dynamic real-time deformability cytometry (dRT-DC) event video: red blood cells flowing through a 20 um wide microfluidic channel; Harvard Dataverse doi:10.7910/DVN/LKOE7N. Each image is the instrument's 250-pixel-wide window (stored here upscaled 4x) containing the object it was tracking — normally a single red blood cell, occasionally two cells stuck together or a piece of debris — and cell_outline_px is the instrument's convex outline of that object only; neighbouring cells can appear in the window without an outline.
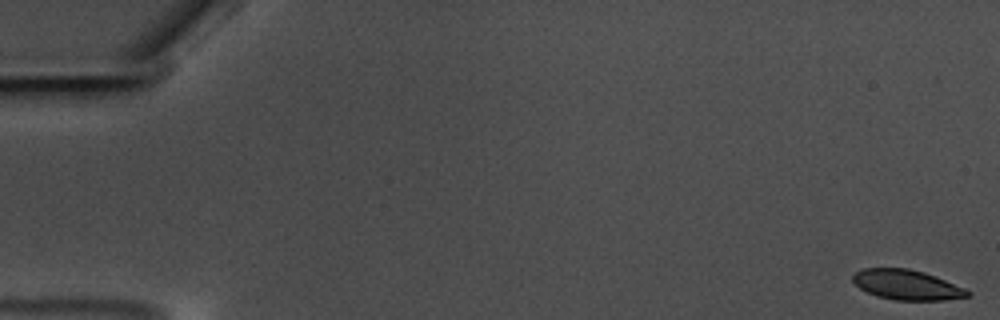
{"species": "common noctule bat (a hibernating species)", "species_latin": "Nyctalus noctula", "temperature_condition": "warm", "stored_images_in_passage": 57, "camera_frame_rate_fps": 3000, "um_per_image_px": 0.085, "animal": {"sex": "male", "body_mass_g": 17.5, "forearm_length_mm": 52.3}, "frame": {"image": 1, "passage_image": 1, "time_ms": 0.0, "image_size_px": [1000, 320], "cell_outline_px": [[972, 292], [968, 296], [944, 300], [896, 300], [876, 296], [860, 288], [852, 280], [852, 272], [860, 268], [908, 268], [924, 272], [936, 276], [964, 288]], "centroid_in_image_um": [77.04, 24.19], "position_along_channel_um": 8.0, "area_um2": 20.11}}
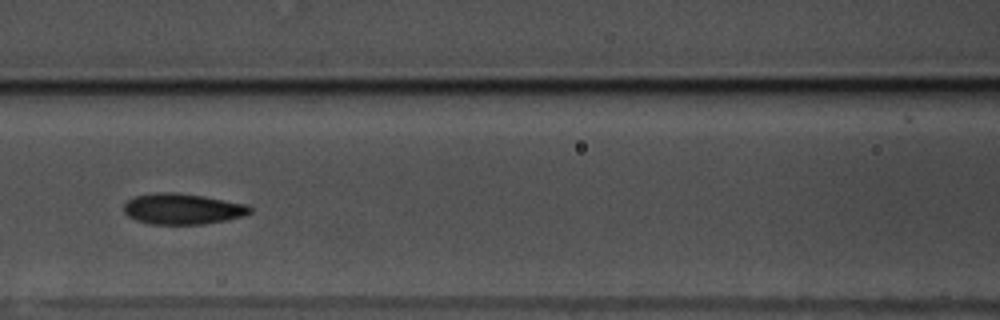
{"frame": {"image": 2, "passage_image": 27, "time_ms": 8.667, "image_size_px": [1000, 320], "cell_outline_px": [[252, 212], [244, 216], [228, 220], [204, 224], [148, 224], [136, 220], [128, 216], [124, 212], [124, 204], [128, 200], [136, 196], [156, 192], [176, 192], [204, 196], [248, 204], [252, 208]], "centroid_in_image_um": [15.54, 17.76], "position_along_channel_um": 151.1, "area_um2": 22.89}}
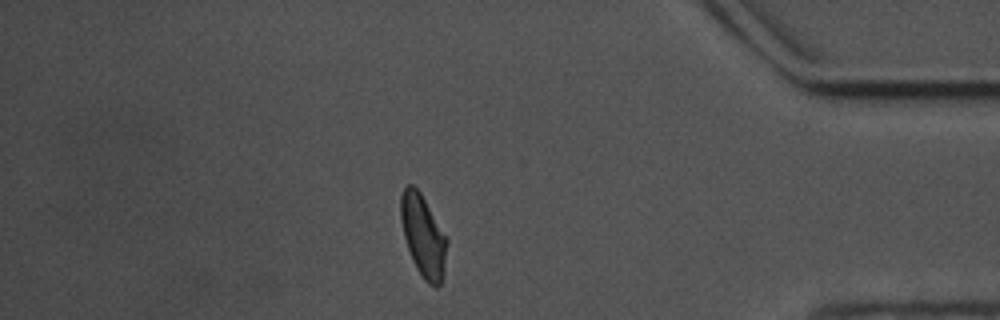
{"frame": {"image": 3, "passage_image": 51, "time_ms": 16.667, "image_size_px": [1000, 320], "cell_outline_px": [[448, 244], [444, 268], [440, 284], [436, 288], [428, 284], [424, 280], [416, 268], [412, 260], [404, 236], [400, 220], [400, 196], [404, 188], [408, 184], [412, 184], [420, 192], [448, 236]], "centroid_in_image_um": [35.98, 20.04], "position_along_channel_um": 399.2, "area_um2": 22.31}, "authors_computed_cell_mechanics": {"area_um2": 21.9062, "velocity_mm_per_s": 3.5148, "shape_relaxation_time_tau1_ms": 3.8551, "shape_relaxation_time_tau2_ms": 2.5155, "deformation_change_tau1": 0.1272, "deformation_change_tau2": 0.0788}}